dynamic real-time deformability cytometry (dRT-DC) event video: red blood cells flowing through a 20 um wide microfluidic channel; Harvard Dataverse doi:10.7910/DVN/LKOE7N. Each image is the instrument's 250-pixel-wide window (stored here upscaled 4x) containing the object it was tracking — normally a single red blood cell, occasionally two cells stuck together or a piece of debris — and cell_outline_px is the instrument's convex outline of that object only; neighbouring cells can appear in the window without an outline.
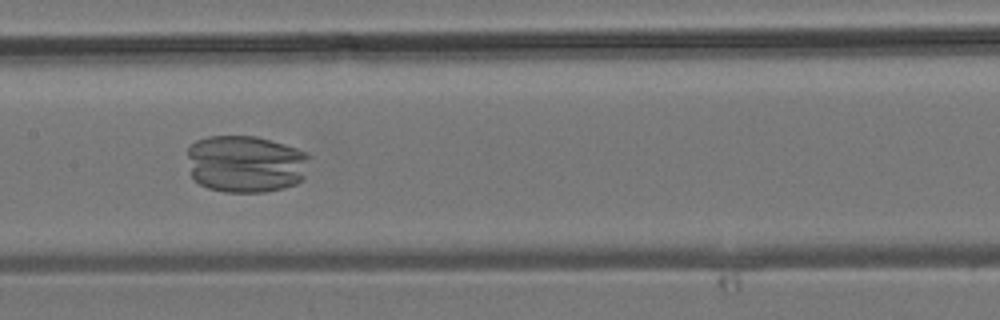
{"species": "common noctule bat (a hibernating species)", "species_latin": "Nyctalus noctula", "temperature_condition": "room temperature", "stored_images_in_passage": 42, "camera_frame_rate_fps": 3000, "um_per_image_px": 0.085, "animal": {"sex": "male", "body_mass_g": 19.2, "forearm_length_mm": 51.8}, "frame": {"image": 1, "passage_image": 21, "time_ms": 6.667, "image_size_px": [1000, 320], "cell_outline_px": [[308, 156], [304, 180], [296, 184], [284, 188], [264, 192], [224, 192], [208, 188], [200, 184], [192, 176], [188, 156], [188, 148], [196, 140], [208, 136], [256, 136], [284, 144], [308, 152]], "centroid_in_image_um": [20.9, 13.93], "position_along_channel_um": 186.5, "area_um2": 40.92}}
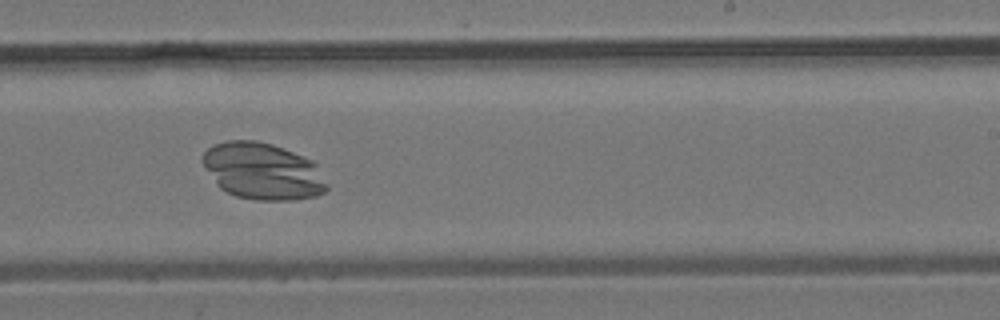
{"frame": {"image": 2, "passage_image": 26, "time_ms": 8.333, "image_size_px": [1000, 320], "cell_outline_px": [[328, 188], [324, 192], [316, 196], [292, 200], [256, 200], [236, 196], [220, 188], [216, 184], [200, 160], [200, 156], [212, 144], [228, 140], [256, 140], [272, 144], [312, 160], [316, 164], [328, 184]], "centroid_in_image_um": [22.31, 14.55], "position_along_channel_um": 266.7, "area_um2": 41.27}}
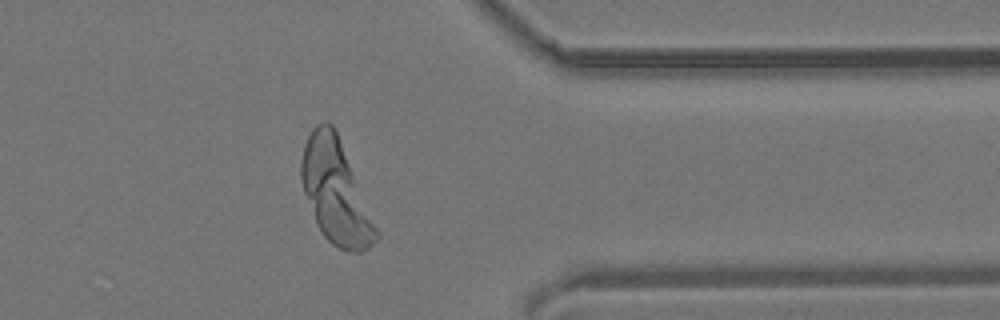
{"frame": {"image": 3, "passage_image": 34, "time_ms": 11.0, "image_size_px": [1000, 320], "cell_outline_px": [[380, 236], [364, 252], [352, 252], [340, 248], [332, 244], [320, 232], [316, 224], [304, 192], [300, 180], [300, 164], [304, 144], [312, 128], [316, 124], [324, 120], [328, 120], [332, 124], [336, 132], [380, 232]], "centroid_in_image_um": [28.52, 16.32], "position_along_channel_um": 382.9, "area_um2": 45.03}}